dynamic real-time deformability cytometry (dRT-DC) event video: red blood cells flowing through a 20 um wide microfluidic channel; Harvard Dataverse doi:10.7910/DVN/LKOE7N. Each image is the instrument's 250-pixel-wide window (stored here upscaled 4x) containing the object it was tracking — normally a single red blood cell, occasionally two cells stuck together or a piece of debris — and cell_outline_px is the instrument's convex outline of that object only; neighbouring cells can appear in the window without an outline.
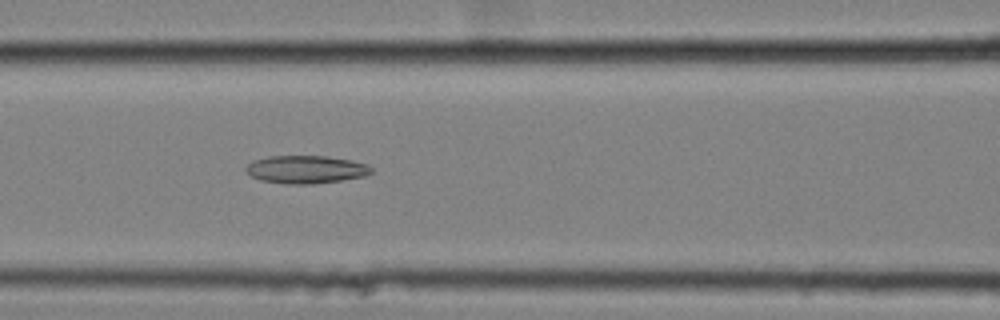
{"species": "common noctule bat (a hibernating species)", "species_latin": "Nyctalus noctula", "temperature_condition": "cold", "stored_images_in_passage": 37, "camera_frame_rate_fps": 3000, "um_per_image_px": 0.085, "animal": {"sex": "female", "body_mass_g": 25.1}, "frame": {"image": 1, "passage_image": 11, "time_ms": 3.333, "image_size_px": [1000, 320], "cell_outline_px": [[372, 172], [364, 176], [340, 180], [312, 184], [284, 184], [260, 180], [244, 172], [244, 168], [252, 160], [268, 156], [328, 156], [352, 160], [368, 164], [372, 168]], "centroid_in_image_um": [25.97, 14.4], "position_along_channel_um": 140.6, "area_um2": 20.58}}
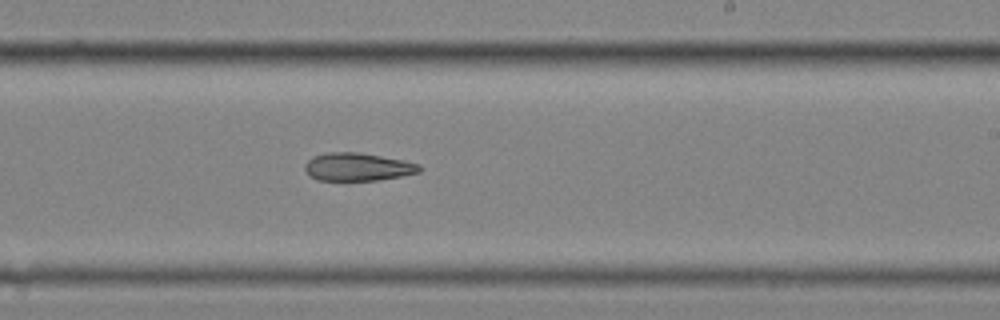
{"frame": {"image": 2, "passage_image": 21, "time_ms": 6.667, "image_size_px": [1000, 320], "cell_outline_px": [[424, 168], [420, 172], [400, 176], [376, 180], [316, 180], [308, 176], [304, 168], [304, 164], [312, 156], [328, 152], [360, 152], [420, 164]], "centroid_in_image_um": [30.36, 14.18], "position_along_channel_um": 258.6, "area_um2": 18.73}}
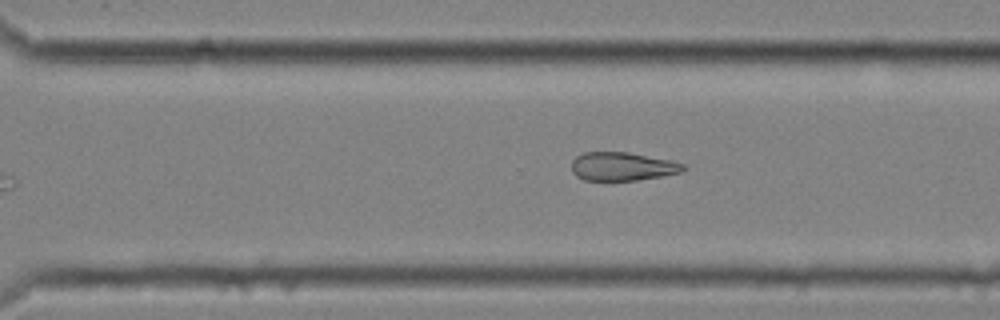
{"frame": {"image": 3, "passage_image": 26, "time_ms": 8.333, "image_size_px": [1000, 320], "cell_outline_px": [[684, 168], [680, 172], [660, 176], [636, 180], [584, 180], [576, 176], [572, 172], [572, 160], [576, 156], [584, 152], [628, 152], [672, 160], [684, 164]], "centroid_in_image_um": [52.86, 14.14], "position_along_channel_um": 317.7, "area_um2": 18.44}}